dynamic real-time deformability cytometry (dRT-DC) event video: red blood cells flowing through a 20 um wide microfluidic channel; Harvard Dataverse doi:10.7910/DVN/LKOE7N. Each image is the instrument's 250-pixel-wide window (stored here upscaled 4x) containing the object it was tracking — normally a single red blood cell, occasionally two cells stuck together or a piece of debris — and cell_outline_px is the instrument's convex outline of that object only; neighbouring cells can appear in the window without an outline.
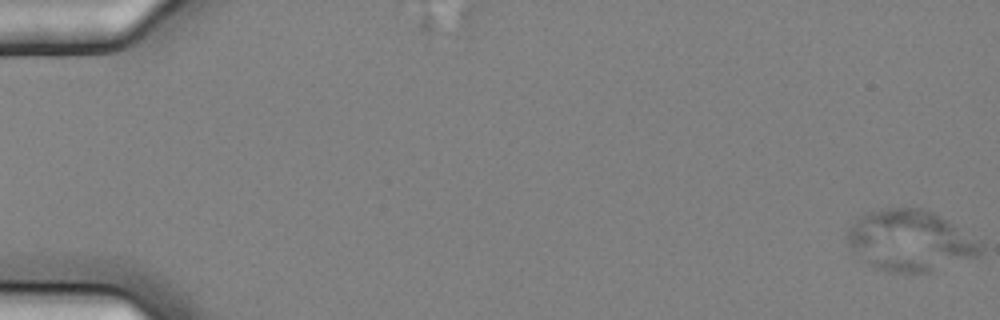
{"species": "common noctule bat (a hibernating species)", "species_latin": "Nyctalus noctula", "temperature_condition": "cold", "stored_images_in_passage": 15, "camera_frame_rate_fps": 3000, "um_per_image_px": 0.085, "animal": {"sex": "female", "body_mass_g": 25.1}, "frame": {"image": 1, "passage_image": 1, "time_ms": 0.0, "image_size_px": [1000, 320], "cell_outline_px": [[984, 252], [980, 256], [928, 272], [892, 272], [876, 268], [852, 252], [848, 244], [848, 228], [864, 212], [888, 208], [920, 208], [932, 212], [948, 220], [984, 240]], "centroid_in_image_um": [77.45, 20.45], "position_along_channel_um": 7.6, "area_um2": 47.8}}